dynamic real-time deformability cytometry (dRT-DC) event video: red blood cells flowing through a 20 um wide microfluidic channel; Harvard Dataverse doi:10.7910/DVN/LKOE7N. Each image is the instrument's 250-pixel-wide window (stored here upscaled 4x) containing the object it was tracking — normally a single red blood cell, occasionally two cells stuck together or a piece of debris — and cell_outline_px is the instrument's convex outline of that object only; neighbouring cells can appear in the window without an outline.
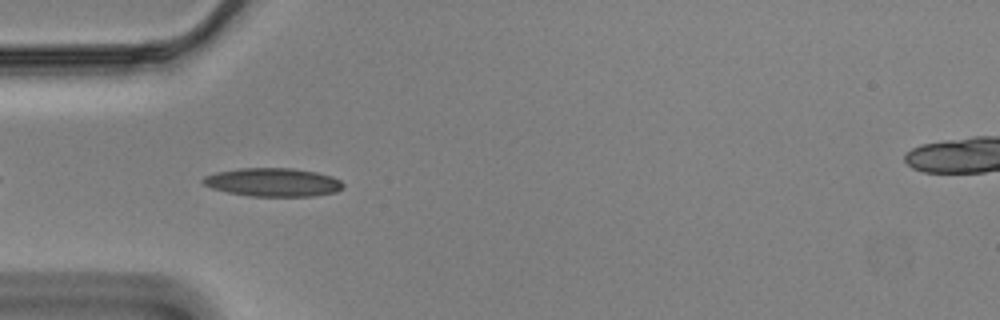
{"species": "Egyptian fruit bat (a non-hibernating species)", "species_latin": "Rousettus aegyptiacus", "temperature_condition": "cold", "stored_images_in_passage": 7, "camera_frame_rate_fps": 3000, "um_per_image_px": 0.085, "animal": {"sex": "male"}, "frame": {"image": 1, "passage_image": 4, "time_ms": 1.0, "image_size_px": [1000, 320], "cell_outline_px": [[344, 188], [336, 192], [312, 196], [248, 196], [228, 192], [212, 188], [204, 184], [200, 180], [204, 176], [216, 172], [240, 168], [292, 168], [316, 172], [332, 176], [340, 180], [344, 184]], "centroid_in_image_um": [23.21, 15.49], "position_along_channel_um": 61.8, "area_um2": 23.29}}
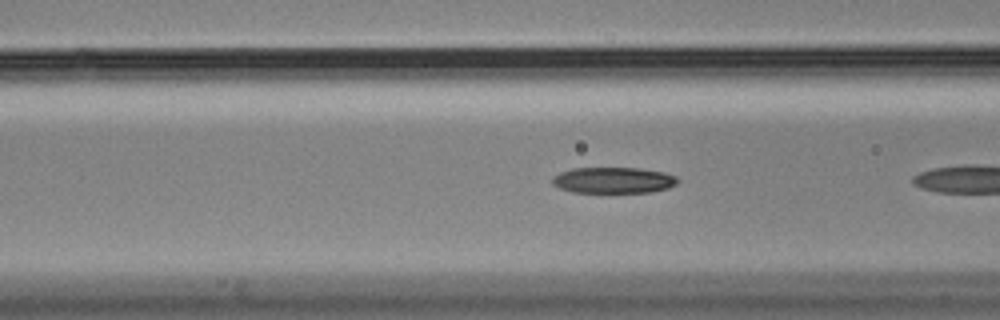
{"frame": {"image": 2, "passage_image": 6, "time_ms": 1.667, "image_size_px": [1000, 320], "cell_outline_px": [[680, 180], [676, 184], [668, 188], [648, 192], [572, 192], [560, 188], [552, 184], [552, 176], [560, 172], [572, 168], [640, 168], [664, 172], [676, 176]], "centroid_in_image_um": [52.13, 15.31], "position_along_channel_um": 114.5, "area_um2": 19.07}}